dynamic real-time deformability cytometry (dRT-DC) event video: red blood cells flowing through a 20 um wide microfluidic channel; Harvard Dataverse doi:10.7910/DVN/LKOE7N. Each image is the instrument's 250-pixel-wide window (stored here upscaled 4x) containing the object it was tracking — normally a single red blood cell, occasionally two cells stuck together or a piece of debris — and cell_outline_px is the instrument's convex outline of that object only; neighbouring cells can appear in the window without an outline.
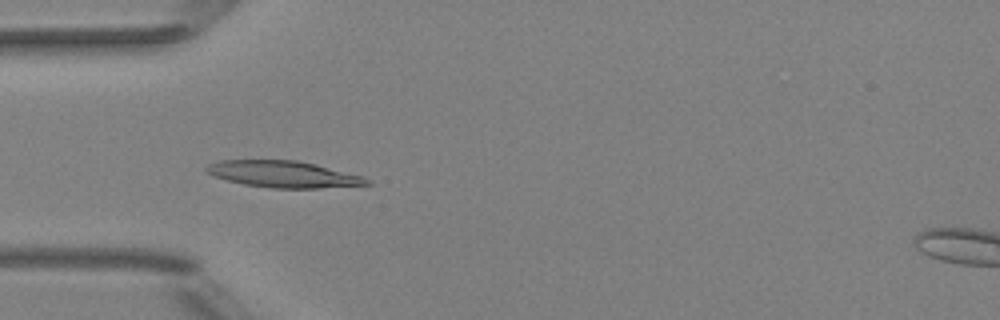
{"species": "Egyptian fruit bat (a non-hibernating species)", "species_latin": "Rousettus aegyptiacus", "temperature_condition": "room temperature", "stored_images_in_passage": 6, "camera_frame_rate_fps": 3000, "um_per_image_px": 0.085, "animal": {"sex": "female"}, "frame": {"image": 1, "passage_image": 5, "time_ms": 1.333, "image_size_px": [1000, 320], "cell_outline_px": [[372, 184], [316, 188], [272, 188], [244, 184], [228, 180], [216, 176], [208, 172], [204, 168], [208, 164], [220, 160], [296, 160], [364, 176]], "centroid_in_image_um": [24.08, 14.8], "position_along_channel_um": 60.9, "area_um2": 24.45}}
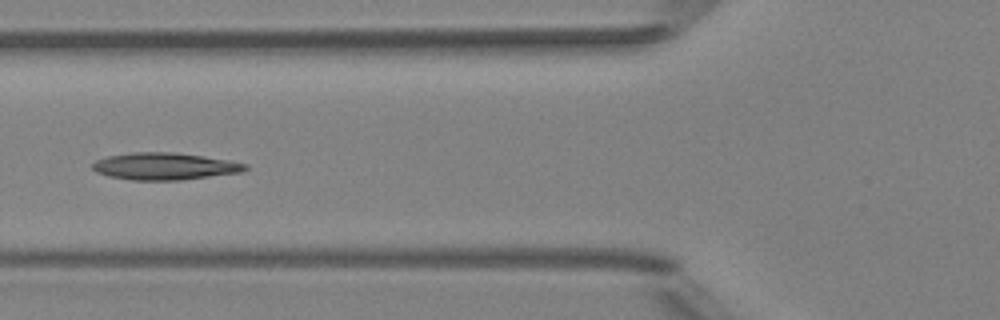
{"frame": {"image": 2, "passage_image": 6, "time_ms": 1.667, "image_size_px": [1000, 320], "cell_outline_px": [[248, 168], [240, 172], [180, 180], [132, 180], [108, 176], [96, 172], [92, 168], [92, 164], [96, 160], [108, 156], [132, 152], [172, 152], [228, 160], [248, 164]], "centroid_in_image_um": [13.95, 14.13], "position_along_channel_um": 111.8, "area_um2": 23.87}}